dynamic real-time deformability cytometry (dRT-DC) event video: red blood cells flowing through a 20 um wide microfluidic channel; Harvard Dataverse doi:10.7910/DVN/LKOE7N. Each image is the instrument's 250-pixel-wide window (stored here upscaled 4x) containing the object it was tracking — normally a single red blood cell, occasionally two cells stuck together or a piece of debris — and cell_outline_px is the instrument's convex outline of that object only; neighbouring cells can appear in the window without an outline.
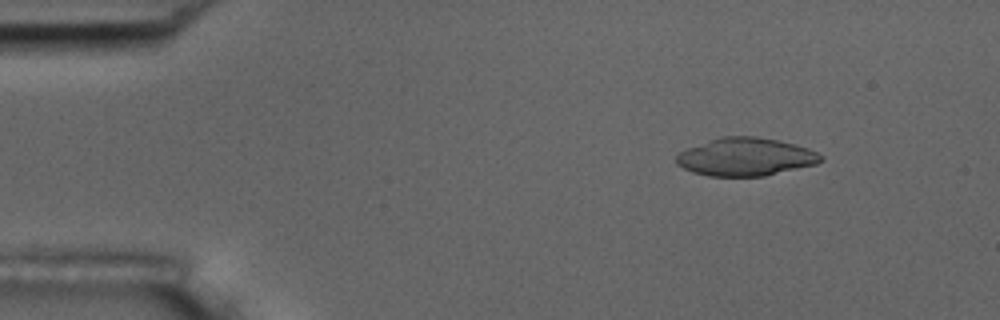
{"species": "common noctule bat (a hibernating species)", "species_latin": "Nyctalus noctula", "temperature_condition": "room temperature", "stored_images_in_passage": 4, "camera_frame_rate_fps": 3000, "um_per_image_px": 0.085, "animal": {"sex": "male", "body_mass_g": 17.5, "forearm_length_mm": 52.3}, "frame": {"image": 1, "passage_image": 2, "time_ms": 1.0, "image_size_px": [1000, 320], "cell_outline_px": [[824, 160], [816, 164], [764, 176], [708, 176], [692, 172], [676, 164], [676, 152], [724, 136], [756, 136], [796, 144], [808, 148], [824, 156]], "centroid_in_image_um": [63.38, 13.34], "position_along_channel_um": 21.6, "area_um2": 31.91}}